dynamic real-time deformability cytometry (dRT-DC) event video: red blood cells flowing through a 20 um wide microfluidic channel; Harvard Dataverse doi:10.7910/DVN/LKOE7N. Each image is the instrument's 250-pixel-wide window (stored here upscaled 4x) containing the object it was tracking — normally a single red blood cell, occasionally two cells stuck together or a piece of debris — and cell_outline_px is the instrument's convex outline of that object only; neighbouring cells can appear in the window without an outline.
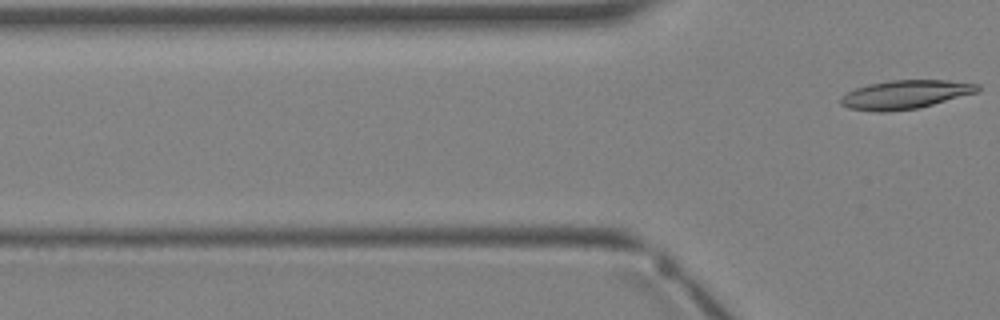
{"species": "Egyptian fruit bat (a non-hibernating species)", "species_latin": "Rousettus aegyptiacus", "temperature_condition": "warm", "stored_images_in_passage": 4, "camera_frame_rate_fps": 3000, "um_per_image_px": 0.085, "animal": {"sex": "female"}, "frame": {"image": 1, "passage_image": 4, "time_ms": 4.333, "image_size_px": [1000, 320], "cell_outline_px": [[980, 88], [976, 92], [920, 108], [888, 112], [876, 112], [848, 108], [840, 104], [840, 96], [856, 88], [868, 84], [892, 80], [948, 80], [980, 84]], "centroid_in_image_um": [76.92, 8.04], "position_along_channel_um": 48.9, "area_um2": 22.95}}